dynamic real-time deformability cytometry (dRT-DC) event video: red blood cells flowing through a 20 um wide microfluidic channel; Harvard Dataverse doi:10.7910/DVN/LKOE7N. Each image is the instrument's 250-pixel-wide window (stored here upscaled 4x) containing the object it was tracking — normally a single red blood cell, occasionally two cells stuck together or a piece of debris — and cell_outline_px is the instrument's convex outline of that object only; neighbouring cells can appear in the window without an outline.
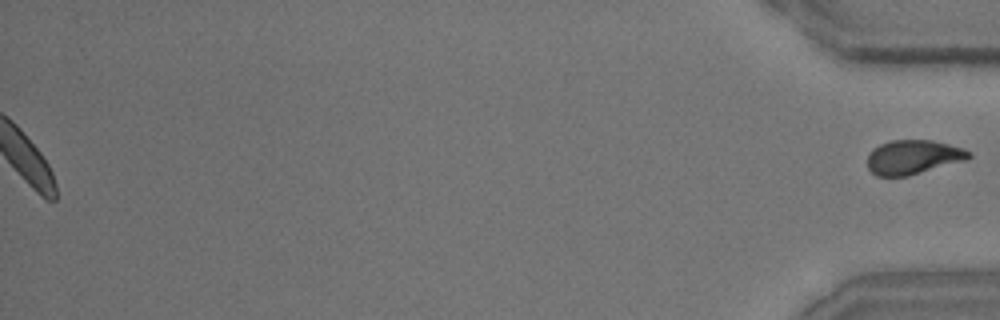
{"species": "common noctule bat (a hibernating species)", "species_latin": "Nyctalus noctula", "temperature_condition": "room temperature", "stored_images_in_passage": 49, "segment_of_instrument_passage": [2, 2], "camera_frame_rate_fps": 3000, "um_per_image_px": 0.085, "animal": {"sex": "male", "body_mass_g": 15.6}, "frame": {"image": 1, "passage_image": 49, "time_ms": 16.0, "image_size_px": [1000, 320], "cell_outline_px": [[972, 156], [964, 160], [908, 176], [876, 176], [868, 168], [868, 156], [872, 148], [880, 144], [892, 140], [932, 140], [964, 148], [972, 152]], "centroid_in_image_um": [77.61, 13.35], "position_along_channel_um": 357.6, "area_um2": 20.17}}